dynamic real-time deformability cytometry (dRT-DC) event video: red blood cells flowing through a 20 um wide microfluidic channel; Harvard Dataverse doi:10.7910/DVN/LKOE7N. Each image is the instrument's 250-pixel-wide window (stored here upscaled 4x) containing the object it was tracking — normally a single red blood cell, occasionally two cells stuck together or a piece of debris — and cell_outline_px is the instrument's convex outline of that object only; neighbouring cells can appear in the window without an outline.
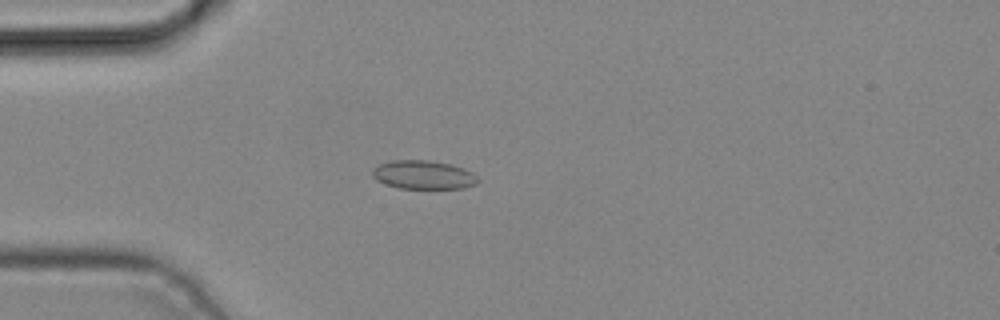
{"species": "common noctule bat (a hibernating species)", "species_latin": "Nyctalus noctula", "temperature_condition": "cold", "stored_images_in_passage": 2, "camera_frame_rate_fps": 3000, "um_per_image_px": 0.085, "animal": {"sex": "male", "body_mass_g": 19.2, "forearm_length_mm": 51.8}, "frame": {"image": 1, "passage_image": 2, "time_ms": 0.333, "image_size_px": [1000, 320], "cell_outline_px": [[480, 180], [476, 184], [464, 188], [400, 188], [384, 184], [376, 180], [372, 176], [372, 168], [380, 164], [392, 160], [428, 160], [452, 164], [464, 168], [472, 172]], "centroid_in_image_um": [35.99, 14.85], "position_along_channel_um": 49.0, "area_um2": 17.74}}